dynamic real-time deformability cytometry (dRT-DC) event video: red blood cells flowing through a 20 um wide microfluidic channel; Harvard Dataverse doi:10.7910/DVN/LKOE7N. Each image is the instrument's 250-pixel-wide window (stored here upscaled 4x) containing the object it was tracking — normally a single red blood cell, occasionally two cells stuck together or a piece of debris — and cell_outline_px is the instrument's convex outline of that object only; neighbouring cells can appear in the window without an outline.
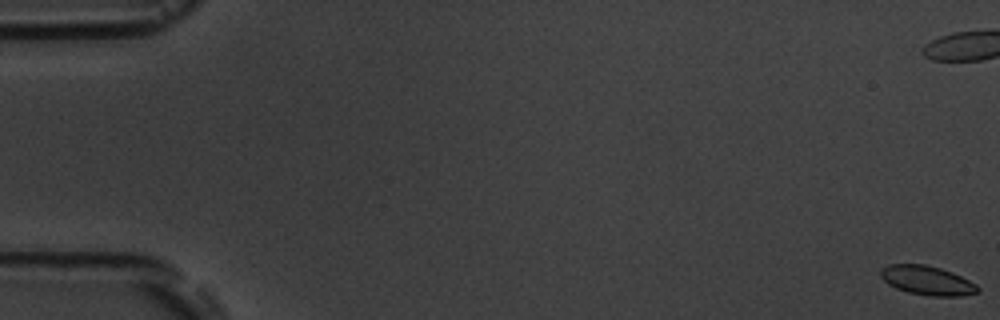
{"species": "common noctule bat (a hibernating species)", "species_latin": "Nyctalus noctula", "temperature_condition": "room temperature", "stored_images_in_passage": 8, "camera_frame_rate_fps": 3000, "um_per_image_px": 0.085, "animal": {"sex": "male", "body_mass_g": 19.5, "forearm_length_mm": 54.6}, "frame": {"image": 1, "passage_image": 1, "time_ms": 0.0, "image_size_px": [1000, 320], "cell_outline_px": [[980, 292], [960, 296], [928, 296], [908, 292], [896, 288], [888, 284], [880, 276], [880, 268], [888, 264], [924, 264], [940, 268], [952, 272], [976, 284], [980, 288]], "centroid_in_image_um": [78.8, 23.84], "position_along_channel_um": 6.2, "area_um2": 16.59}}
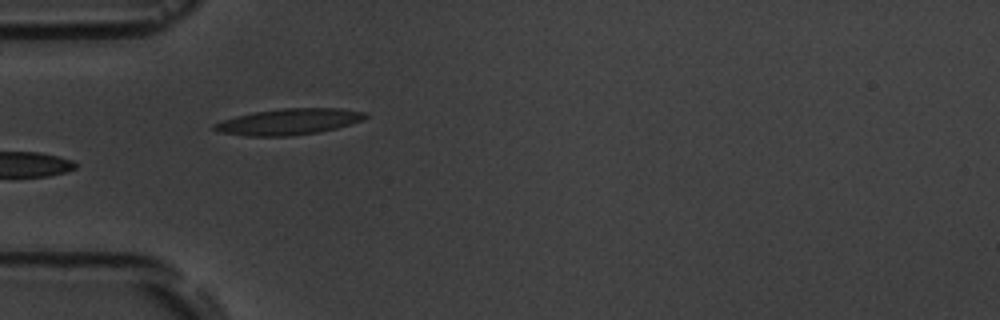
{"frame": {"image": 2, "passage_image": 7, "time_ms": 6.667, "image_size_px": [1000, 320], "cell_outline_px": [[368, 116], [364, 120], [352, 124], [320, 132], [292, 136], [248, 136], [216, 132], [212, 128], [212, 124], [236, 116], [252, 112], [284, 108], [340, 108], [368, 112]], "centroid_in_image_um": [24.57, 10.34], "position_along_channel_um": 60.4, "area_um2": 23.29}}
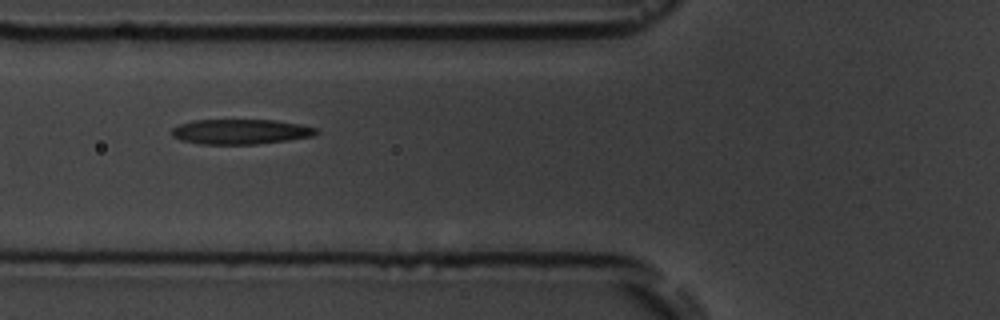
{"frame": {"image": 3, "passage_image": 8, "time_ms": 8.0, "image_size_px": [1000, 320], "cell_outline_px": [[320, 132], [312, 136], [288, 140], [256, 144], [200, 144], [180, 140], [172, 136], [172, 128], [180, 124], [192, 120], [276, 120], [300, 124], [316, 128]], "centroid_in_image_um": [20.44, 11.19], "position_along_channel_um": 105.4, "area_um2": 21.1}}